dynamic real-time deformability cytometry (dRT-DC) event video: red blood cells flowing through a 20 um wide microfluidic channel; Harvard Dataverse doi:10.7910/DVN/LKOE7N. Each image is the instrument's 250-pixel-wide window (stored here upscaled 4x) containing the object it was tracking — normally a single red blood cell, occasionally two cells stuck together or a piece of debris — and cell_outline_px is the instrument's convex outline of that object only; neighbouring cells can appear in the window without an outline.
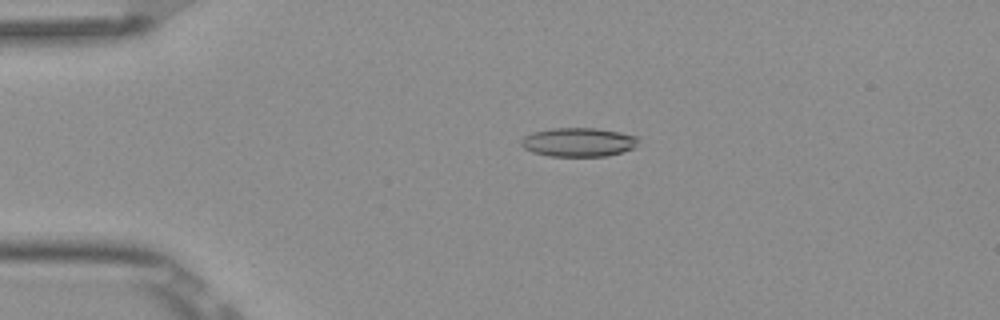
{"species": "Egyptian fruit bat (a non-hibernating species)", "species_latin": "Rousettus aegyptiacus", "temperature_condition": "room temperature", "stored_images_in_passage": 5, "camera_frame_rate_fps": 3000, "um_per_image_px": 0.085, "frame": {"image": 1, "passage_image": 4, "time_ms": 1.0, "image_size_px": [1000, 320], "cell_outline_px": [[636, 148], [608, 156], [548, 156], [532, 152], [524, 148], [520, 144], [520, 140], [524, 136], [532, 132], [552, 128], [596, 128], [620, 132], [636, 136]], "centroid_in_image_um": [49.14, 12.09], "position_along_channel_um": 35.9, "area_um2": 19.83}}
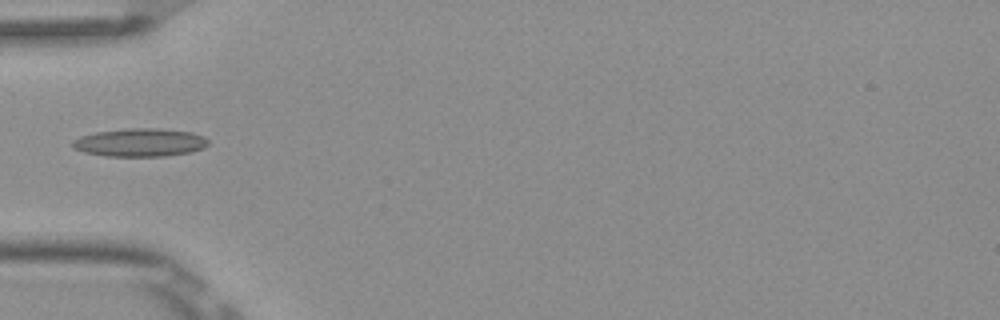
{"frame": {"image": 2, "passage_image": 5, "time_ms": 1.333, "image_size_px": [1000, 320], "cell_outline_px": [[208, 144], [204, 148], [192, 152], [164, 156], [104, 156], [84, 152], [72, 148], [72, 140], [80, 136], [96, 132], [128, 128], [160, 128], [192, 132], [204, 136], [208, 140]], "centroid_in_image_um": [11.9, 12.11], "position_along_channel_um": 73.1, "area_um2": 22.48}}